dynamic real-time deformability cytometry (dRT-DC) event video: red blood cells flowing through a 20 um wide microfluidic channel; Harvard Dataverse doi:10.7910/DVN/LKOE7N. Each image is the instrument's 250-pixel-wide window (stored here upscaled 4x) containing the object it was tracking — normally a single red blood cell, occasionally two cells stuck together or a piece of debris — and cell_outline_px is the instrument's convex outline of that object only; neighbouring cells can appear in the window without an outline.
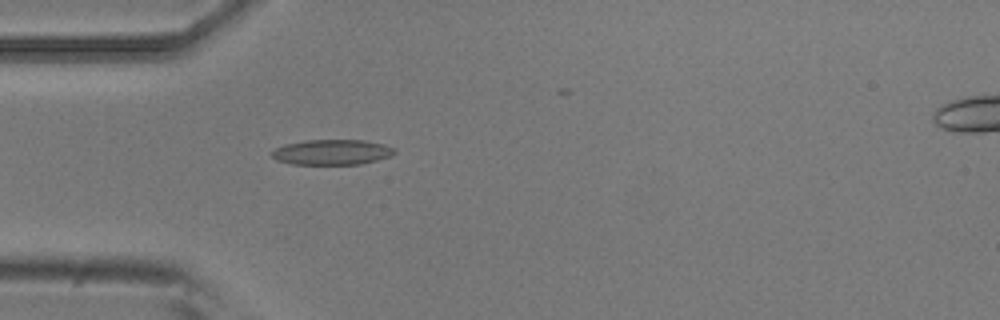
{"species": "common noctule bat (a hibernating species)", "species_latin": "Nyctalus noctula", "temperature_condition": "room temperature", "stored_images_in_passage": 4, "camera_frame_rate_fps": 3000, "um_per_image_px": 0.085, "animal": {"sex": "male", "body_mass_g": 20.5, "forearm_length_mm": 52.5}, "frame": {"image": 1, "passage_image": 4, "time_ms": 1.0, "image_size_px": [1000, 320], "cell_outline_px": [[396, 152], [392, 156], [360, 164], [292, 164], [276, 160], [272, 156], [272, 152], [276, 148], [284, 144], [304, 140], [364, 140], [384, 144], [396, 148]], "centroid_in_image_um": [28.24, 12.93], "position_along_channel_um": 56.8, "area_um2": 18.15}}